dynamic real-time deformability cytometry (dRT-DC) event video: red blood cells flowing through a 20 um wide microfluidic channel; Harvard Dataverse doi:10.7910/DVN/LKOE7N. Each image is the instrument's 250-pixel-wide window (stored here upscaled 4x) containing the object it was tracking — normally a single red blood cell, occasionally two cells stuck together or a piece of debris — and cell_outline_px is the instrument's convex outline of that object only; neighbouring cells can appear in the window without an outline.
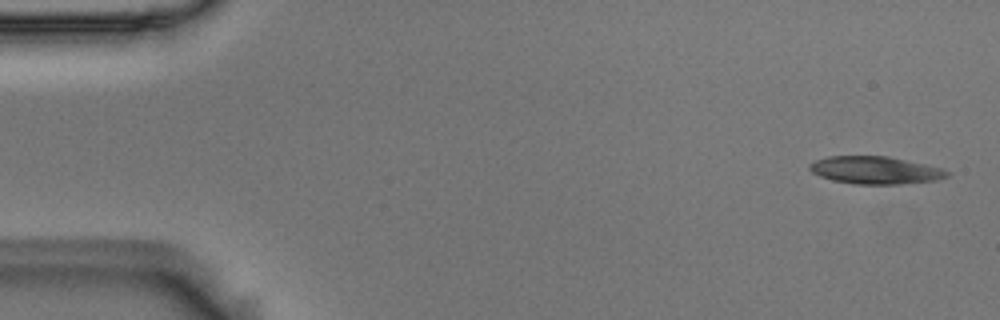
{"species": "Egyptian fruit bat (a non-hibernating species)", "species_latin": "Rousettus aegyptiacus", "temperature_condition": "room temperature", "stored_images_in_passage": 6, "camera_frame_rate_fps": 3000, "um_per_image_px": 0.085, "animal": {"sex": "male"}, "frame": {"image": 1, "passage_image": 1, "time_ms": 0.0, "image_size_px": [1000, 320], "cell_outline_px": [[952, 172], [948, 176], [940, 180], [900, 184], [852, 184], [832, 180], [820, 176], [812, 172], [808, 168], [808, 164], [816, 160], [828, 156], [888, 156], [944, 168]], "centroid_in_image_um": [74.44, 14.47], "position_along_channel_um": 10.6, "area_um2": 22.37}}
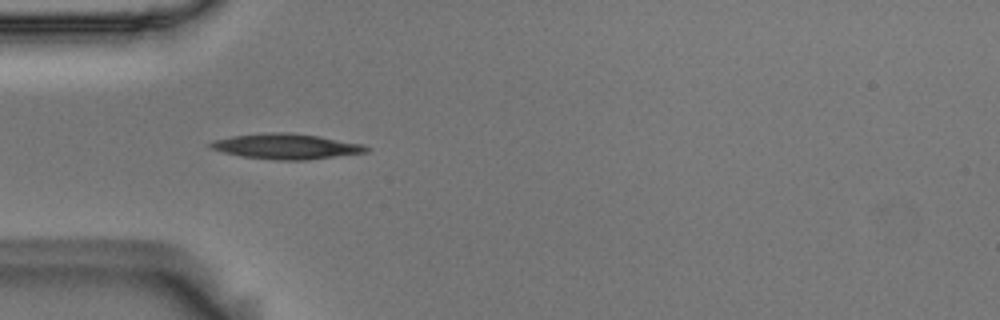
{"frame": {"image": 2, "passage_image": 5, "time_ms": 1.333, "image_size_px": [1000, 320], "cell_outline_px": [[372, 148], [368, 152], [304, 160], [276, 160], [240, 156], [208, 148], [208, 144], [212, 140], [232, 136], [268, 132], [288, 132], [320, 136], [364, 144]], "centroid_in_image_um": [24.33, 12.43], "position_along_channel_um": 60.7, "area_um2": 23.18}}